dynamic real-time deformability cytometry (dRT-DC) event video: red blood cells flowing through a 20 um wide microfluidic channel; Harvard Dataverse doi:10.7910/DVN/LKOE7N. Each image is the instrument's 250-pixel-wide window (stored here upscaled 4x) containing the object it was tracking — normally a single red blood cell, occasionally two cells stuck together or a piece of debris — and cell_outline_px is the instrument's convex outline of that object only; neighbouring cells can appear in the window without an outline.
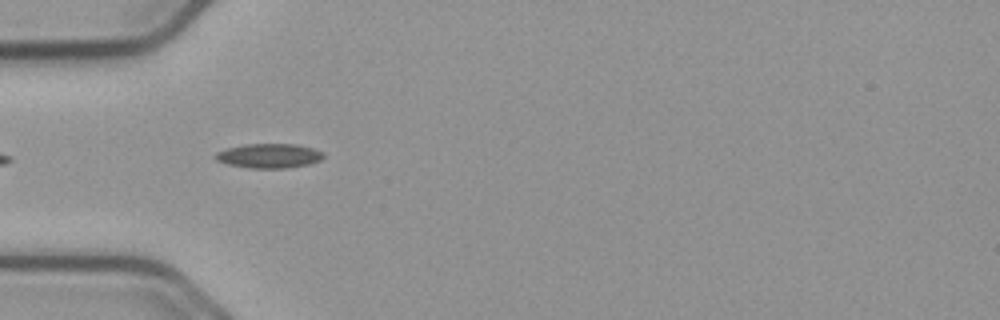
{"species": "common noctule bat (a hibernating species)", "species_latin": "Nyctalus noctula", "temperature_condition": "cold", "stored_images_in_passage": 6, "camera_frame_rate_fps": 3000, "um_per_image_px": 0.085, "animal": {"sex": "male", "body_mass_g": 23.1, "forearm_length_mm": 52.7}, "frame": {"image": 1, "passage_image": 3, "time_ms": 0.667, "image_size_px": [1000, 320], "cell_outline_px": [[324, 156], [320, 160], [308, 164], [288, 168], [248, 168], [228, 164], [216, 160], [212, 156], [216, 152], [228, 148], [244, 144], [296, 144], [312, 148], [324, 152]], "centroid_in_image_um": [22.85, 13.24], "position_along_channel_um": 62.2, "area_um2": 15.43}}